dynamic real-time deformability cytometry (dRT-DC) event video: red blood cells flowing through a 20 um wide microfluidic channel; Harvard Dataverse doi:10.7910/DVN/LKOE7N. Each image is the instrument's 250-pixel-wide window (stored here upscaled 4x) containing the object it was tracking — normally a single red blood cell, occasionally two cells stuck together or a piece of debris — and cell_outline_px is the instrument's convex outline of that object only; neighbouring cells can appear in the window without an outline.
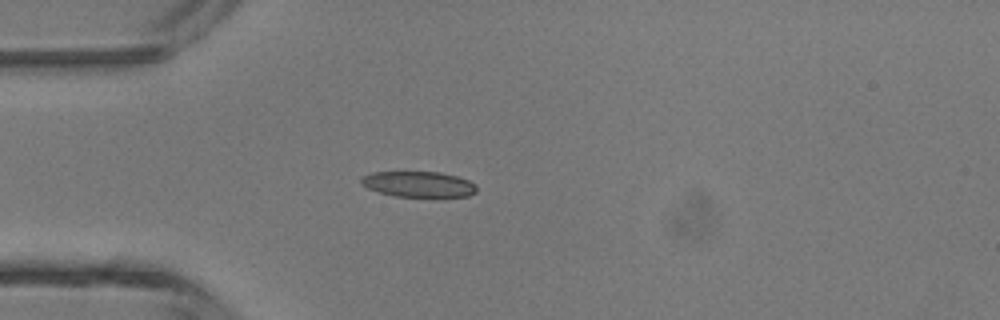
{"species": "common noctule bat (a hibernating species)", "species_latin": "Nyctalus noctula", "temperature_condition": "room temperature", "stored_images_in_passage": 5, "camera_frame_rate_fps": 3000, "um_per_image_px": 0.085, "animal": {"sex": "male", "body_mass_g": 13.3}, "frame": {"image": 1, "passage_image": 5, "time_ms": 5.667, "image_size_px": [1000, 320], "cell_outline_px": [[476, 192], [468, 196], [436, 200], [396, 196], [380, 192], [368, 188], [360, 184], [360, 176], [372, 172], [440, 172], [456, 176], [468, 180], [476, 184]], "centroid_in_image_um": [35.62, 15.71], "position_along_channel_um": 49.4, "area_um2": 18.21}}